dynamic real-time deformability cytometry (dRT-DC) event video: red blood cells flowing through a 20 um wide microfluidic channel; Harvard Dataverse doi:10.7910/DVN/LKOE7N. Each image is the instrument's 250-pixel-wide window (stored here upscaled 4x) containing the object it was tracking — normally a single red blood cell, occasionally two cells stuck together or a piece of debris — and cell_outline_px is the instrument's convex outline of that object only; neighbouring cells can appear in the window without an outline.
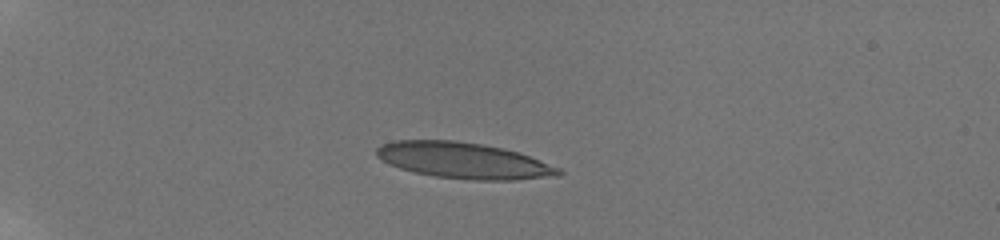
{"species": "human", "species_latin": "Homo sapiens", "temperature_condition": "room temperature", "stored_images_in_passage": 8, "camera_frame_rate_fps": 3000, "um_per_image_px": 0.085, "donor": {"sex": "male"}, "frame": {"image": 1, "passage_image": 4, "time_ms": 1.0, "image_size_px": [1000, 240], "cell_outline_px": [[564, 172], [560, 176], [516, 180], [472, 180], [436, 176], [416, 172], [400, 168], [376, 156], [376, 148], [380, 144], [396, 140], [452, 140], [484, 144], [504, 148], [528, 156], [560, 168]], "centroid_in_image_um": [39.44, 13.64], "position_along_channel_um": 45.6, "area_um2": 38.09}}
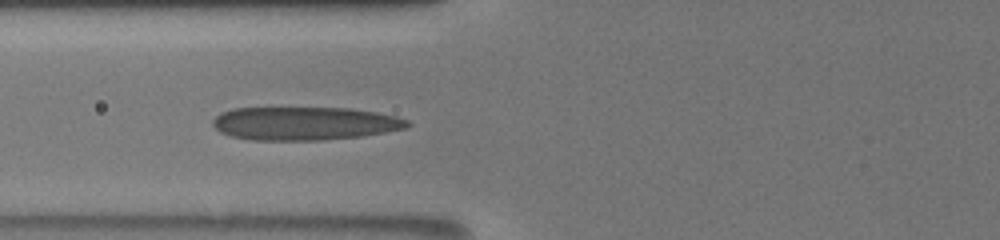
{"frame": {"image": 2, "passage_image": 7, "time_ms": 2.0, "image_size_px": [1000, 240], "cell_outline_px": [[412, 124], [408, 128], [360, 136], [320, 140], [252, 140], [232, 136], [220, 132], [212, 124], [212, 120], [220, 112], [232, 108], [348, 108], [376, 112], [396, 116], [408, 120]], "centroid_in_image_um": [25.88, 10.49], "position_along_channel_um": 99.9, "area_um2": 37.8}}
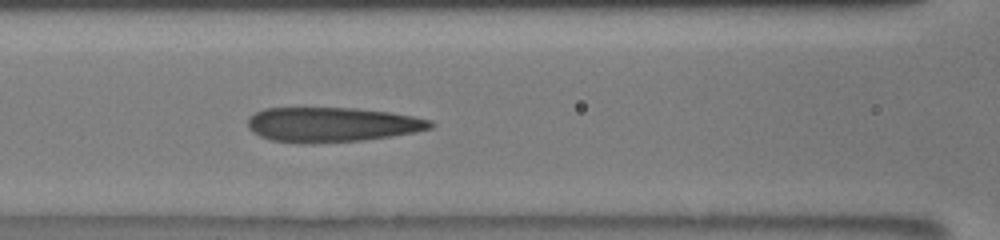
{"frame": {"image": 3, "passage_image": 8, "time_ms": 2.333, "image_size_px": [1000, 240], "cell_outline_px": [[436, 124], [432, 128], [416, 132], [364, 140], [312, 144], [304, 144], [272, 140], [260, 136], [252, 132], [248, 128], [248, 120], [256, 112], [264, 108], [356, 108], [388, 112], [412, 116], [432, 120]], "centroid_in_image_um": [28.23, 10.6], "position_along_channel_um": 138.4, "area_um2": 37.11}}